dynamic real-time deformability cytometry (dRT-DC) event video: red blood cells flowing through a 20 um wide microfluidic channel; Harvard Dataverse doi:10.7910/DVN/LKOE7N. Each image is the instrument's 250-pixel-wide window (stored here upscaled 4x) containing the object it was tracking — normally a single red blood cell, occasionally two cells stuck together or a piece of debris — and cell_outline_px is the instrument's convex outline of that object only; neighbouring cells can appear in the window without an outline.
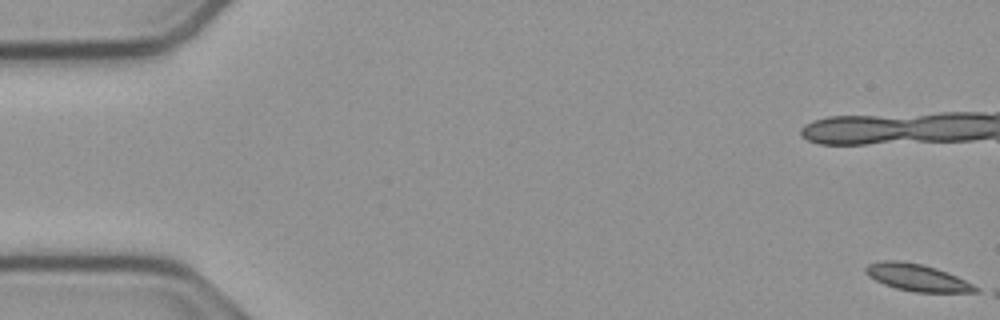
{"species": "common noctule bat (a hibernating species)", "species_latin": "Nyctalus noctula", "temperature_condition": "cold", "stored_images_in_passage": 13, "camera_frame_rate_fps": 3000, "um_per_image_px": 0.085, "animal": {"sex": "male", "body_mass_g": 23.1, "forearm_length_mm": 52.7}, "frame": {"image": 1, "passage_image": 1, "time_ms": 0.0, "image_size_px": [1000, 320], "cell_outline_px": [[980, 292], [912, 292], [896, 288], [884, 284], [868, 276], [864, 272], [864, 268], [868, 264], [884, 260], [900, 260], [920, 264], [936, 268], [948, 272], [980, 288]], "centroid_in_image_um": [77.94, 23.59], "position_along_channel_um": 7.1, "area_um2": 17.28}}